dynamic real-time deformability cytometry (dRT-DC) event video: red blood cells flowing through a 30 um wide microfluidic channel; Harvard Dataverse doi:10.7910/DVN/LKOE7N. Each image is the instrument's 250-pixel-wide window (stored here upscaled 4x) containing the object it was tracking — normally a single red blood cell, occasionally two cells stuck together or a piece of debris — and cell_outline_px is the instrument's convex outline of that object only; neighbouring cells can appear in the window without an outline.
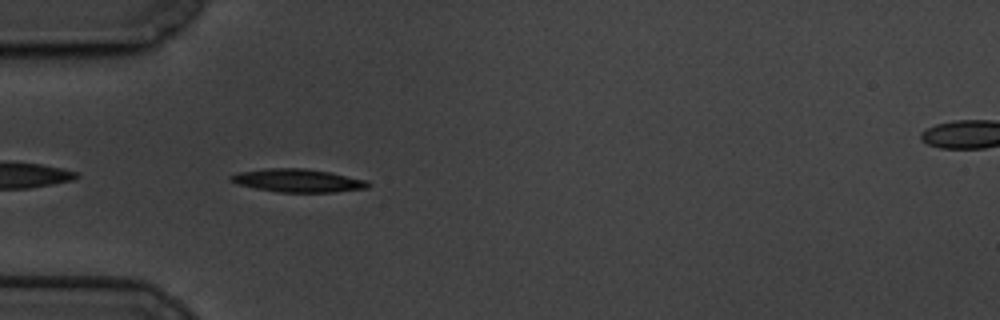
{"species": "common noctule bat (a hibernating species)", "species_latin": "Nyctalus noctula", "temperature_condition": "cold", "stored_images_in_passage": 45, "camera_frame_rate_fps": 3000, "um_per_image_px": 0.085, "animal": {"sex": "male", "body_mass_g": 19.5, "forearm_length_mm": 54.6}, "frame": {"image": 1, "passage_image": 3, "time_ms": 0.667, "image_size_px": [1000, 320], "cell_outline_px": [[372, 184], [368, 188], [336, 192], [280, 192], [256, 188], [236, 184], [228, 180], [228, 176], [240, 172], [264, 168], [304, 168], [332, 172], [368, 180]], "centroid_in_image_um": [25.35, 15.34], "position_along_channel_um": 59.7, "area_um2": 18.79}}
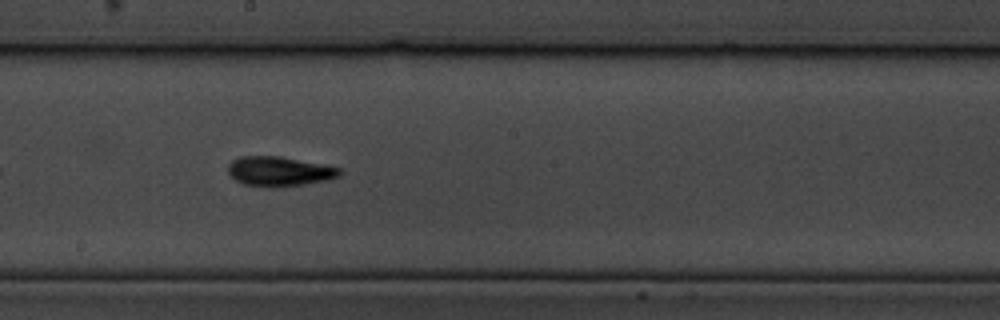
{"frame": {"image": 2, "passage_image": 18, "time_ms": 5.667, "image_size_px": [1000, 320], "cell_outline_px": [[344, 172], [340, 176], [324, 180], [304, 184], [272, 188], [268, 188], [244, 184], [236, 180], [228, 172], [228, 164], [232, 160], [240, 156], [280, 156], [340, 168]], "centroid_in_image_um": [23.71, 14.57], "position_along_channel_um": 224.5, "area_um2": 19.25}}
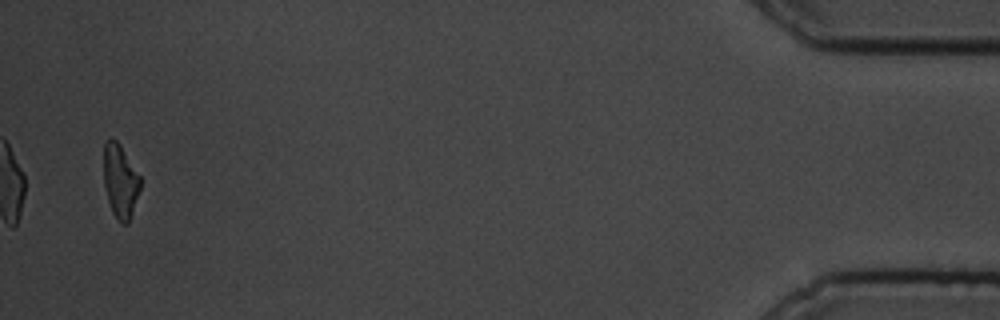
{"frame": {"image": 3, "passage_image": 43, "time_ms": 14.0, "image_size_px": [1000, 320], "cell_outline_px": [[140, 188], [128, 224], [120, 224], [112, 212], [108, 200], [104, 184], [104, 140], [116, 140], [120, 144], [140, 176]], "centroid_in_image_um": [10.21, 15.4], "position_along_channel_um": 425.0, "area_um2": 15.55}, "authors_computed_cell_mechanics": {"area_um2": 17.5134, "velocity_mm_per_s": 3.3734, "shape_relaxation_time_tau1_ms": 3.7162, "shape_relaxation_time_tau2_ms": 6.0043, "deformation_change_tau1": 0.1905, "deformation_change_tau2": 0.1283}}